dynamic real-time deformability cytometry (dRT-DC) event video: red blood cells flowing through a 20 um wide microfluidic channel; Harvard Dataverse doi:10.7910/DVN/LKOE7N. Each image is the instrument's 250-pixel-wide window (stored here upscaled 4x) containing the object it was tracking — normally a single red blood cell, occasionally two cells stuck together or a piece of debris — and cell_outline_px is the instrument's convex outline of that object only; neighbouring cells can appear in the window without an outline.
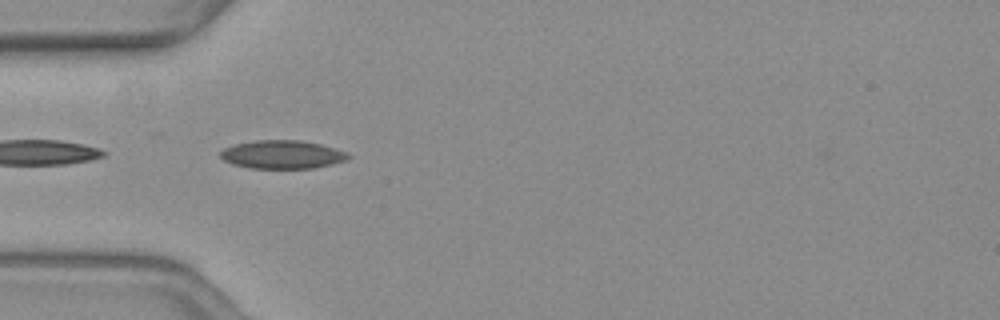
{"species": "common noctule bat (a hibernating species)", "species_latin": "Nyctalus noctula", "temperature_condition": "warm", "stored_images_in_passage": 5, "camera_frame_rate_fps": 3000, "um_per_image_px": 0.085, "animal": {"sex": "female", "body_mass_g": 19.3, "forearm_length_mm": 54.1}, "frame": {"image": 1, "passage_image": 1, "time_ms": 0.0, "image_size_px": [1000, 320], "cell_outline_px": [[352, 156], [344, 160], [332, 164], [316, 168], [248, 168], [232, 164], [224, 160], [220, 156], [220, 152], [224, 148], [236, 144], [256, 140], [300, 140], [320, 144], [336, 148], [348, 152]], "centroid_in_image_um": [24.01, 13.13], "position_along_channel_um": 61.0, "area_um2": 21.15}}